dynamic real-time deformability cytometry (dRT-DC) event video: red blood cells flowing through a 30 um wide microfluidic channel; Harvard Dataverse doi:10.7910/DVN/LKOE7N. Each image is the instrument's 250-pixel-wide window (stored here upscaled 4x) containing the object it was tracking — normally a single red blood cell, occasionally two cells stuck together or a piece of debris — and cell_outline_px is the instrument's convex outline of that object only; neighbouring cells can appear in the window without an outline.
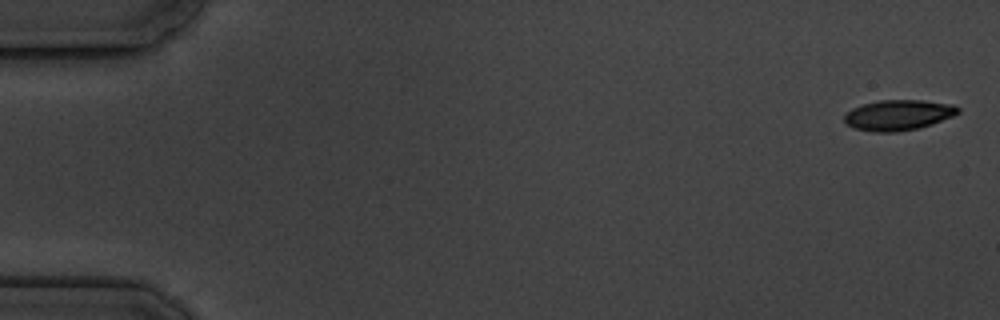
{"species": "common noctule bat (a hibernating species)", "species_latin": "Nyctalus noctula", "temperature_condition": "cold", "stored_images_in_passage": 10, "camera_frame_rate_fps": 3000, "um_per_image_px": 0.085, "animal": {"sex": "male", "body_mass_g": 19.5, "forearm_length_mm": 54.6}, "frame": {"image": 1, "passage_image": 1, "time_ms": 0.0, "image_size_px": [1000, 320], "cell_outline_px": [[960, 112], [952, 116], [932, 124], [920, 128], [896, 132], [872, 132], [852, 128], [844, 124], [844, 116], [852, 108], [864, 104], [880, 100], [924, 100], [952, 104], [960, 108]], "centroid_in_image_um": [76.34, 9.79], "position_along_channel_um": 8.7, "area_um2": 20.35}}
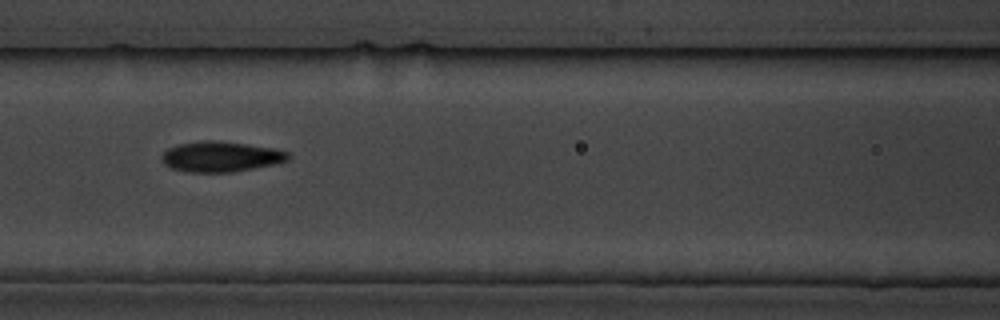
{"frame": {"image": 2, "passage_image": 8, "time_ms": 8.0, "image_size_px": [1000, 320], "cell_outline_px": [[292, 156], [288, 160], [272, 164], [232, 172], [188, 172], [172, 168], [164, 164], [160, 160], [160, 156], [168, 148], [176, 144], [204, 140], [216, 140], [272, 148], [288, 152]], "centroid_in_image_um": [18.71, 13.31], "position_along_channel_um": 147.9, "area_um2": 22.31}}
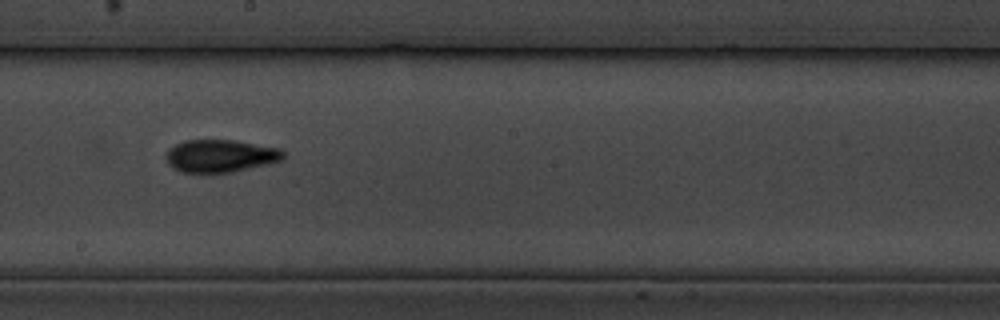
{"frame": {"image": 3, "passage_image": 10, "time_ms": 10.333, "image_size_px": [1000, 320], "cell_outline_px": [[284, 160], [232, 172], [180, 172], [172, 168], [168, 164], [164, 156], [168, 148], [184, 140], [232, 140], [280, 148], [284, 152]], "centroid_in_image_um": [18.7, 13.25], "position_along_channel_um": 229.5, "area_um2": 22.37}}